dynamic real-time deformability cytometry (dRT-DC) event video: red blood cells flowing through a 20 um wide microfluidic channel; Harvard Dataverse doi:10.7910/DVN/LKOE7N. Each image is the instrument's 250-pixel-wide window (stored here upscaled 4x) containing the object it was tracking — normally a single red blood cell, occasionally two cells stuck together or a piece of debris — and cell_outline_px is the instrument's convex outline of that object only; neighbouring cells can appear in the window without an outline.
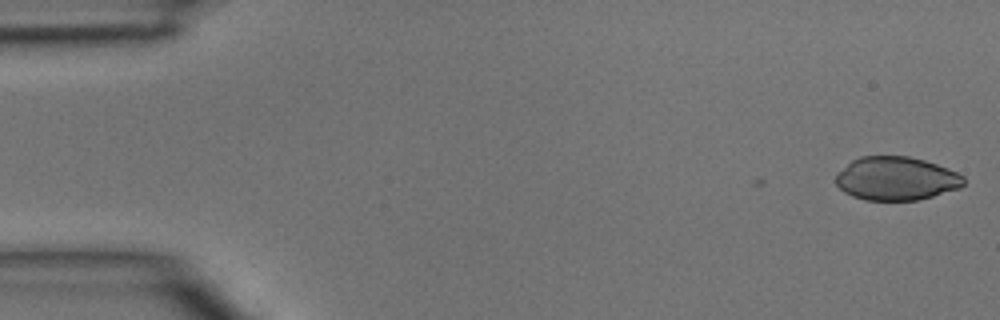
{"species": "common noctule bat (a hibernating species)", "species_latin": "Nyctalus noctula", "temperature_condition": "room temperature", "stored_images_in_passage": 2, "camera_frame_rate_fps": 3000, "um_per_image_px": 0.085, "animal": {"sex": "male", "body_mass_g": 15.6}, "frame": {"image": 1, "passage_image": 2, "time_ms": 0.333, "image_size_px": [1000, 320], "cell_outline_px": [[964, 184], [960, 188], [932, 196], [916, 200], [864, 200], [852, 196], [844, 192], [836, 184], [836, 176], [852, 160], [860, 156], [908, 156], [924, 160], [948, 168], [964, 176]], "centroid_in_image_um": [76.19, 15.18], "position_along_channel_um": 8.8, "area_um2": 32.25}}